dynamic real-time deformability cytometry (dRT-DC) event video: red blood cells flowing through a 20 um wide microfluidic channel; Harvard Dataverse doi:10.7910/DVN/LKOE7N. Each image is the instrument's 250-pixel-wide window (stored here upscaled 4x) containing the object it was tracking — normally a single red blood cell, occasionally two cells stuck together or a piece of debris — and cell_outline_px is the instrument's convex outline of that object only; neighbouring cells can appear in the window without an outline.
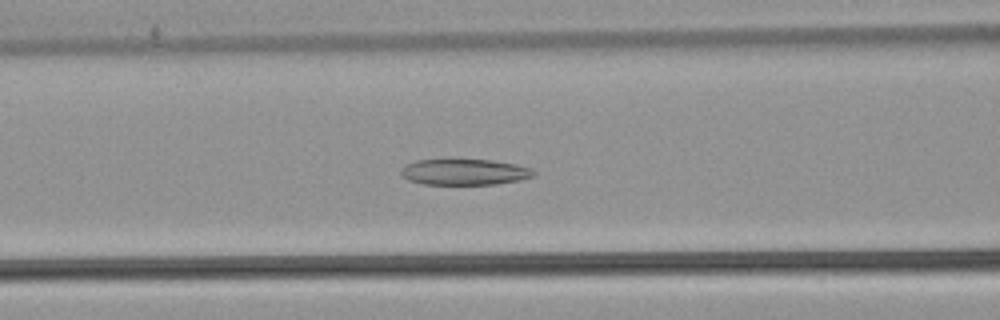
{"species": "common noctule bat (a hibernating species)", "species_latin": "Nyctalus noctula", "temperature_condition": "warm", "stored_images_in_passage": 36, "camera_frame_rate_fps": 3000, "um_per_image_px": 0.085, "animal": {"sex": "male", "body_mass_g": 21.5, "forearm_length_mm": 52.0}, "frame": {"image": 1, "passage_image": 5, "time_ms": 1.333, "image_size_px": [1000, 320], "cell_outline_px": [[536, 172], [532, 176], [520, 180], [496, 184], [424, 184], [408, 180], [400, 172], [408, 164], [416, 160], [488, 160], [516, 164], [532, 168]], "centroid_in_image_um": [39.52, 14.62], "position_along_channel_um": 127.1, "area_um2": 19.77}}
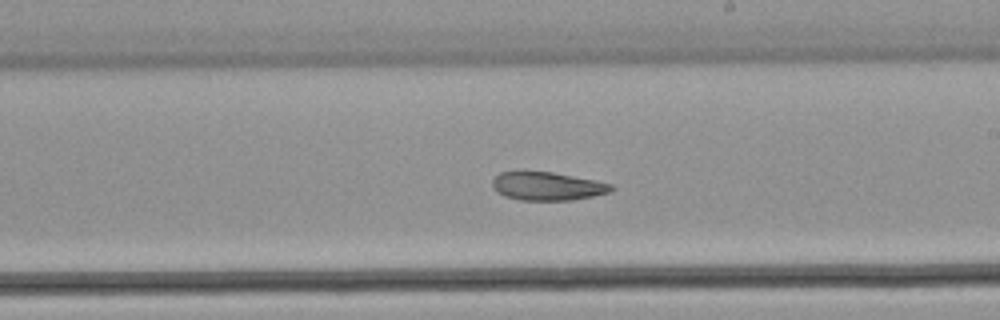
{"frame": {"image": 2, "passage_image": 14, "time_ms": 4.333, "image_size_px": [1000, 320], "cell_outline_px": [[616, 188], [608, 192], [592, 196], [572, 200], [520, 200], [504, 196], [496, 192], [492, 188], [492, 180], [500, 172], [552, 172], [612, 184]], "centroid_in_image_um": [46.49, 15.84], "position_along_channel_um": 242.5, "area_um2": 19.42}}
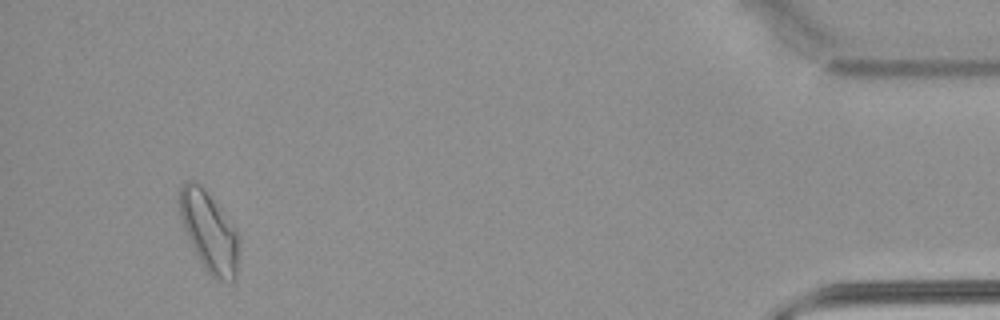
{"frame": {"image": 3, "passage_image": 33, "time_ms": 10.667, "image_size_px": [1000, 320], "cell_outline_px": [[240, 240], [236, 276], [232, 280], [220, 280], [212, 276], [208, 272], [200, 260], [184, 228], [180, 216], [180, 188], [188, 180], [196, 180], [200, 184], [240, 236]], "centroid_in_image_um": [17.79, 19.7], "position_along_channel_um": 417.4, "area_um2": 26.76}}